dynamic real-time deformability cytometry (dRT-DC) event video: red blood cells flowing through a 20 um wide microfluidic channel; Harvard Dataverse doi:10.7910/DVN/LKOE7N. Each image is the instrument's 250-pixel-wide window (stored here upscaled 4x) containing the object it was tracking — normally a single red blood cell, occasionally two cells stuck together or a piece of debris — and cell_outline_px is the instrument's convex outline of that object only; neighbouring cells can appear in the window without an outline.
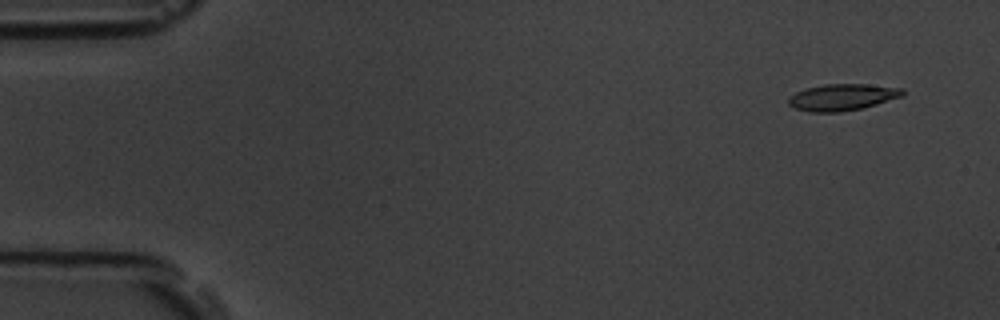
{"species": "common noctule bat (a hibernating species)", "species_latin": "Nyctalus noctula", "temperature_condition": "room temperature", "stored_images_in_passage": 2, "camera_frame_rate_fps": 3000, "um_per_image_px": 0.085, "animal": {"sex": "male", "body_mass_g": 19.5, "forearm_length_mm": 54.6}, "frame": {"image": 1, "passage_image": 2, "time_ms": 1.333, "image_size_px": [1000, 320], "cell_outline_px": [[904, 96], [876, 104], [860, 108], [840, 112], [812, 112], [796, 108], [788, 104], [788, 96], [804, 88], [824, 84], [864, 84], [904, 88]], "centroid_in_image_um": [71.59, 8.25], "position_along_channel_um": 13.4, "area_um2": 17.69}}